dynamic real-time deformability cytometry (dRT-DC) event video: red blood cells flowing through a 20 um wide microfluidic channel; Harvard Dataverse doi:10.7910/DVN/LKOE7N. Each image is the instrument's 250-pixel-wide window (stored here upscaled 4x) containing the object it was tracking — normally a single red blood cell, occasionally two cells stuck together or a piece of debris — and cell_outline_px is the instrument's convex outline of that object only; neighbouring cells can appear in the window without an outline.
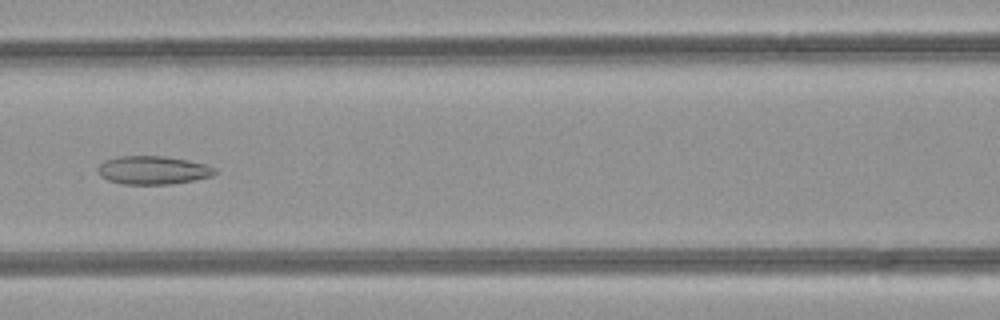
{"species": "common noctule bat (a hibernating species)", "species_latin": "Nyctalus noctula", "temperature_condition": "room temperature", "stored_images_in_passage": 40, "camera_frame_rate_fps": 3000, "um_per_image_px": 0.085, "animal": {"sex": "female", "body_mass_g": 21.9}, "frame": {"image": 1, "passage_image": 13, "time_ms": 4.0, "image_size_px": [1000, 320], "cell_outline_px": [[216, 172], [212, 176], [172, 184], [120, 184], [108, 180], [100, 176], [96, 172], [96, 168], [104, 160], [120, 156], [164, 156], [188, 160], [204, 164], [216, 168]], "centroid_in_image_um": [12.95, 14.46], "position_along_channel_um": 153.6, "area_um2": 19.42}}
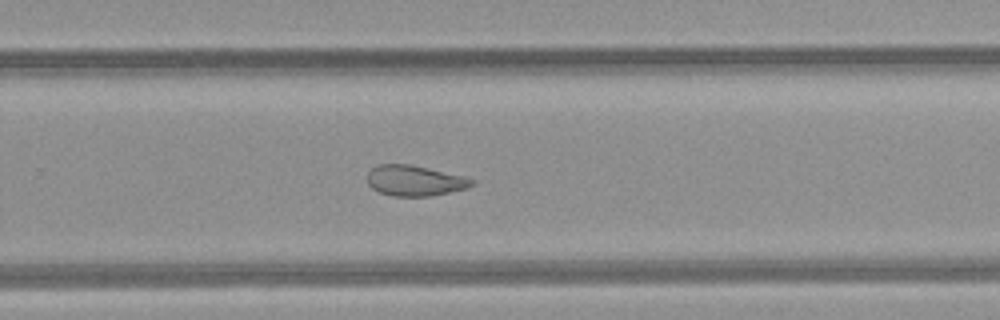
{"frame": {"image": 2, "passage_image": 23, "time_ms": 7.333, "image_size_px": [1000, 320], "cell_outline_px": [[476, 184], [464, 188], [432, 196], [392, 196], [380, 192], [372, 188], [368, 184], [368, 172], [372, 168], [380, 164], [408, 164], [428, 168], [464, 176], [476, 180]], "centroid_in_image_um": [35.26, 15.35], "position_along_channel_um": 294.5, "area_um2": 18.5}}
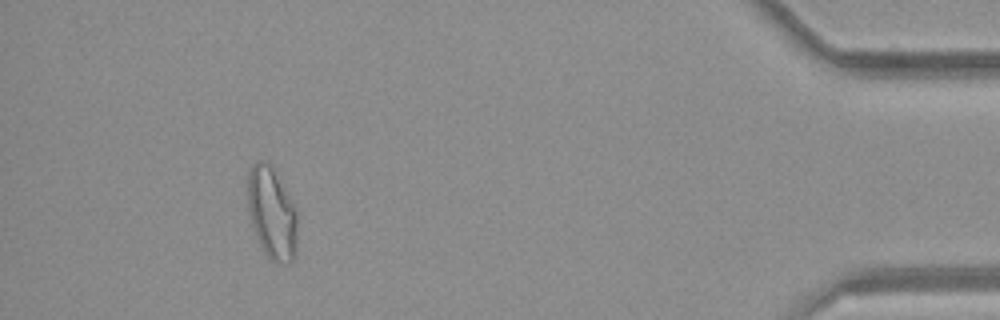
{"frame": {"image": 3, "passage_image": 36, "time_ms": 11.667, "image_size_px": [1000, 320], "cell_outline_px": [[296, 248], [292, 264], [284, 264], [272, 260], [264, 252], [256, 236], [248, 212], [248, 172], [252, 164], [256, 160], [264, 160], [272, 164], [296, 212]], "centroid_in_image_um": [23.09, 18.1], "position_along_channel_um": 412.1, "area_um2": 26.47}, "authors_computed_cell_mechanics": {"area_um2": 21.4438, "velocity_mm_per_s": 4.2451, "shape_relaxation_time_tau1_ms": null, "shape_relaxation_time_tau2_ms": 2.5473, "deformation_change_tau1": null, "deformation_change_tau2": 0.0958}}